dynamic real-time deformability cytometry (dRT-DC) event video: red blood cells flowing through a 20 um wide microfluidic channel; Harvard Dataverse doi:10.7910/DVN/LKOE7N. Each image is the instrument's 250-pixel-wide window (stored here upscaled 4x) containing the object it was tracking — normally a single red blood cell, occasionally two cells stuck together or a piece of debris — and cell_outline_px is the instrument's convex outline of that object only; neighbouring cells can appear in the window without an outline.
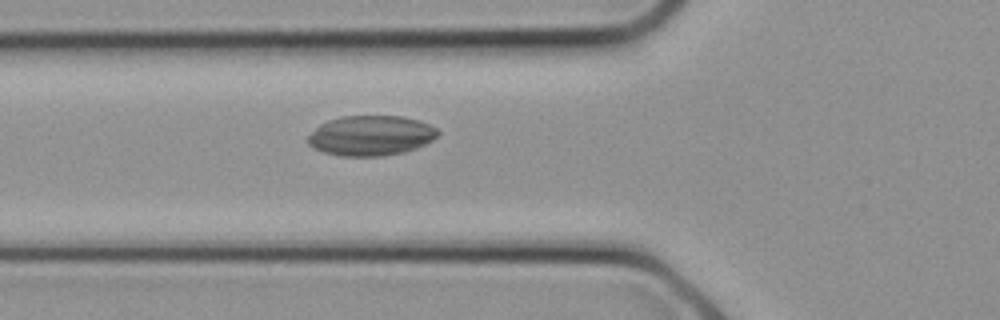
{"species": "common noctule bat (a hibernating species)", "species_latin": "Nyctalus noctula", "temperature_condition": "cold", "stored_images_in_passage": 2, "camera_frame_rate_fps": 3000, "um_per_image_px": 0.085, "animal": {"sex": "female", "body_mass_g": 21.9}, "frame": {"image": 1, "passage_image": 2, "time_ms": 0.333, "image_size_px": [1000, 320], "cell_outline_px": [[440, 132], [432, 140], [416, 148], [404, 152], [384, 156], [340, 156], [324, 152], [312, 148], [308, 144], [308, 136], [320, 124], [328, 120], [340, 116], [404, 116], [428, 124], [436, 128]], "centroid_in_image_um": [31.5, 11.53], "position_along_channel_um": 94.3, "area_um2": 30.35}}